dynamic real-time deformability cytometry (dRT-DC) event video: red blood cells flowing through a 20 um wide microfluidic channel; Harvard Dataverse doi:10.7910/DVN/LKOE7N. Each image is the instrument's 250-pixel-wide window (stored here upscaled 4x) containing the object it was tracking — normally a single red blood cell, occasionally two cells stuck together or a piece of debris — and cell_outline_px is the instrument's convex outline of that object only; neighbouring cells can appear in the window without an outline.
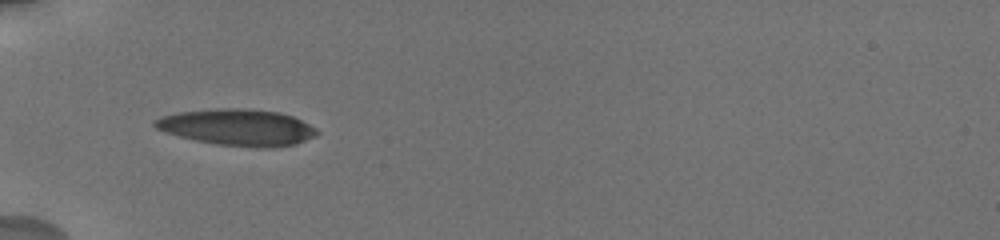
{"species": "human", "species_latin": "Homo sapiens", "temperature_condition": "cold", "stored_images_in_passage": 61, "camera_frame_rate_fps": 3000, "um_per_image_px": 0.085, "donor": {"sex": "male"}, "frame": {"image": 1, "passage_image": 1, "time_ms": 0.0, "image_size_px": [1000, 240], "cell_outline_px": [[320, 132], [296, 144], [272, 148], [260, 148], [216, 144], [196, 140], [164, 132], [156, 128], [152, 124], [152, 120], [160, 116], [176, 112], [216, 108], [244, 108], [280, 112], [292, 116], [316, 128]], "centroid_in_image_um": [20.14, 10.81], "position_along_channel_um": 64.9, "area_um2": 34.56}}
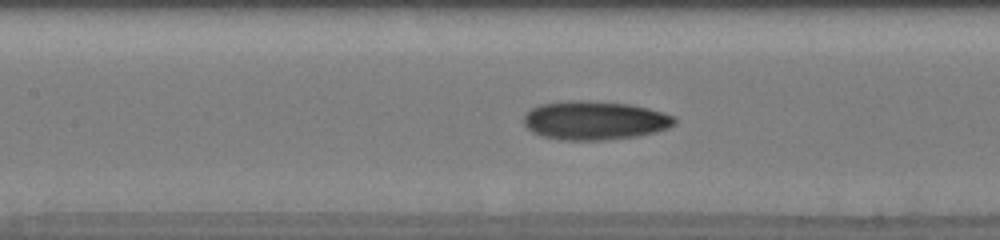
{"frame": {"image": 2, "passage_image": 20, "time_ms": 2.667, "image_size_px": [1000, 240], "cell_outline_px": [[676, 124], [668, 128], [656, 132], [636, 136], [604, 140], [564, 140], [544, 136], [532, 132], [524, 124], [524, 116], [532, 108], [540, 104], [568, 100], [580, 100], [628, 104], [648, 108], [672, 116], [676, 120]], "centroid_in_image_um": [50.54, 10.24], "position_along_channel_um": 156.9, "area_um2": 33.81}}
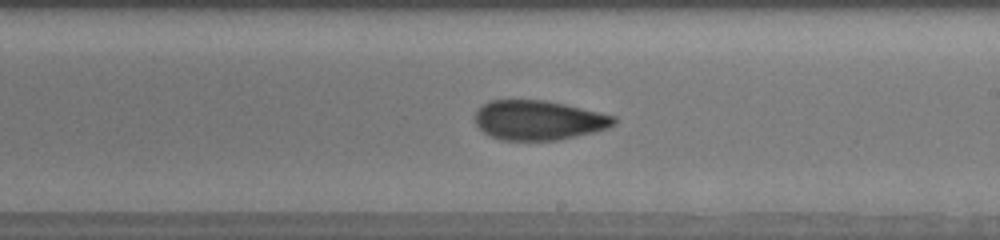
{"frame": {"image": 3, "passage_image": 28, "time_ms": 5.0, "image_size_px": [1000, 240], "cell_outline_px": [[616, 120], [608, 128], [592, 132], [556, 140], [500, 140], [488, 136], [476, 124], [476, 112], [484, 104], [492, 100], [544, 100], [564, 104], [616, 116]], "centroid_in_image_um": [45.75, 10.22], "position_along_channel_um": 243.2, "area_um2": 31.67}, "authors_computed_cell_mechanics": {"area_um2": 31.7322, "velocity_mm_per_s": 3.7228, "shape_relaxation_time_tau1_ms": 4.6361, "shape_relaxation_time_tau2_ms": 2.2415, "deformation_change_tau1": 0.1643, "deformation_change_tau2": 0.0992}}